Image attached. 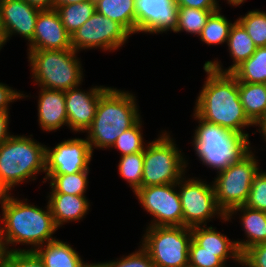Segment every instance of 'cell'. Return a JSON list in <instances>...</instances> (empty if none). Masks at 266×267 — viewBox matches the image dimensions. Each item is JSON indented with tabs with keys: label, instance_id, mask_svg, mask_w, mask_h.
Returning <instances> with one entry per match:
<instances>
[{
	"label": "cell",
	"instance_id": "cell-1",
	"mask_svg": "<svg viewBox=\"0 0 266 267\" xmlns=\"http://www.w3.org/2000/svg\"><path fill=\"white\" fill-rule=\"evenodd\" d=\"M13 195L10 193L0 207L2 239L6 251H35L39 246L57 239L53 235L58 228L48 203L45 208H40L34 203H28L27 198L21 200ZM17 245L26 247L17 248Z\"/></svg>",
	"mask_w": 266,
	"mask_h": 267
},
{
	"label": "cell",
	"instance_id": "cell-2",
	"mask_svg": "<svg viewBox=\"0 0 266 267\" xmlns=\"http://www.w3.org/2000/svg\"><path fill=\"white\" fill-rule=\"evenodd\" d=\"M204 83L196 97L193 111L203 120L250 137L246 128L256 127L246 116L239 97L238 80L204 66Z\"/></svg>",
	"mask_w": 266,
	"mask_h": 267
},
{
	"label": "cell",
	"instance_id": "cell-3",
	"mask_svg": "<svg viewBox=\"0 0 266 267\" xmlns=\"http://www.w3.org/2000/svg\"><path fill=\"white\" fill-rule=\"evenodd\" d=\"M136 97L131 91L114 87L100 97L92 125L85 132L92 153L95 149L109 150L124 130L142 118Z\"/></svg>",
	"mask_w": 266,
	"mask_h": 267
},
{
	"label": "cell",
	"instance_id": "cell-4",
	"mask_svg": "<svg viewBox=\"0 0 266 267\" xmlns=\"http://www.w3.org/2000/svg\"><path fill=\"white\" fill-rule=\"evenodd\" d=\"M191 117L198 123L190 142L195 155L203 166L206 165L216 173L237 163L255 148L245 134L207 122L194 111Z\"/></svg>",
	"mask_w": 266,
	"mask_h": 267
},
{
	"label": "cell",
	"instance_id": "cell-5",
	"mask_svg": "<svg viewBox=\"0 0 266 267\" xmlns=\"http://www.w3.org/2000/svg\"><path fill=\"white\" fill-rule=\"evenodd\" d=\"M45 157L46 145L32 134L13 133L0 145V183L12 193L15 187L34 182L39 174L46 173Z\"/></svg>",
	"mask_w": 266,
	"mask_h": 267
},
{
	"label": "cell",
	"instance_id": "cell-6",
	"mask_svg": "<svg viewBox=\"0 0 266 267\" xmlns=\"http://www.w3.org/2000/svg\"><path fill=\"white\" fill-rule=\"evenodd\" d=\"M79 52L66 50H27L31 79L37 87L66 91L82 85L84 71Z\"/></svg>",
	"mask_w": 266,
	"mask_h": 267
},
{
	"label": "cell",
	"instance_id": "cell-7",
	"mask_svg": "<svg viewBox=\"0 0 266 267\" xmlns=\"http://www.w3.org/2000/svg\"><path fill=\"white\" fill-rule=\"evenodd\" d=\"M171 136L169 131L161 130L157 138L146 145L142 187L177 183L190 168L189 160Z\"/></svg>",
	"mask_w": 266,
	"mask_h": 267
},
{
	"label": "cell",
	"instance_id": "cell-8",
	"mask_svg": "<svg viewBox=\"0 0 266 267\" xmlns=\"http://www.w3.org/2000/svg\"><path fill=\"white\" fill-rule=\"evenodd\" d=\"M143 231L139 244L148 252L155 267H188L191 228L151 226Z\"/></svg>",
	"mask_w": 266,
	"mask_h": 267
},
{
	"label": "cell",
	"instance_id": "cell-9",
	"mask_svg": "<svg viewBox=\"0 0 266 267\" xmlns=\"http://www.w3.org/2000/svg\"><path fill=\"white\" fill-rule=\"evenodd\" d=\"M255 150H251L237 163L216 173L212 180L216 202L225 215L233 208L244 205L250 193L251 185L260 172V160Z\"/></svg>",
	"mask_w": 266,
	"mask_h": 267
},
{
	"label": "cell",
	"instance_id": "cell-10",
	"mask_svg": "<svg viewBox=\"0 0 266 267\" xmlns=\"http://www.w3.org/2000/svg\"><path fill=\"white\" fill-rule=\"evenodd\" d=\"M188 177L190 175H184L177 182L183 211V226H204L215 217L223 220L226 215L217 205L213 183H208L202 177Z\"/></svg>",
	"mask_w": 266,
	"mask_h": 267
},
{
	"label": "cell",
	"instance_id": "cell-11",
	"mask_svg": "<svg viewBox=\"0 0 266 267\" xmlns=\"http://www.w3.org/2000/svg\"><path fill=\"white\" fill-rule=\"evenodd\" d=\"M132 35L118 22L95 11L71 36L76 51L99 49L106 53L120 50ZM95 48V49H94Z\"/></svg>",
	"mask_w": 266,
	"mask_h": 267
},
{
	"label": "cell",
	"instance_id": "cell-12",
	"mask_svg": "<svg viewBox=\"0 0 266 267\" xmlns=\"http://www.w3.org/2000/svg\"><path fill=\"white\" fill-rule=\"evenodd\" d=\"M134 194L143 210L152 216L146 227L183 226V211L177 183L140 187Z\"/></svg>",
	"mask_w": 266,
	"mask_h": 267
},
{
	"label": "cell",
	"instance_id": "cell-13",
	"mask_svg": "<svg viewBox=\"0 0 266 267\" xmlns=\"http://www.w3.org/2000/svg\"><path fill=\"white\" fill-rule=\"evenodd\" d=\"M93 153L87 138H68L53 148L46 145L45 175L74 174L90 170Z\"/></svg>",
	"mask_w": 266,
	"mask_h": 267
},
{
	"label": "cell",
	"instance_id": "cell-14",
	"mask_svg": "<svg viewBox=\"0 0 266 267\" xmlns=\"http://www.w3.org/2000/svg\"><path fill=\"white\" fill-rule=\"evenodd\" d=\"M136 33H173L177 28L178 6L174 0H135Z\"/></svg>",
	"mask_w": 266,
	"mask_h": 267
},
{
	"label": "cell",
	"instance_id": "cell-15",
	"mask_svg": "<svg viewBox=\"0 0 266 267\" xmlns=\"http://www.w3.org/2000/svg\"><path fill=\"white\" fill-rule=\"evenodd\" d=\"M81 85L65 92L68 128L73 133H85L92 125L100 97L110 88L94 85L87 90Z\"/></svg>",
	"mask_w": 266,
	"mask_h": 267
},
{
	"label": "cell",
	"instance_id": "cell-16",
	"mask_svg": "<svg viewBox=\"0 0 266 267\" xmlns=\"http://www.w3.org/2000/svg\"><path fill=\"white\" fill-rule=\"evenodd\" d=\"M40 11L25 0H0V19L7 42L18 35L29 44Z\"/></svg>",
	"mask_w": 266,
	"mask_h": 267
},
{
	"label": "cell",
	"instance_id": "cell-17",
	"mask_svg": "<svg viewBox=\"0 0 266 267\" xmlns=\"http://www.w3.org/2000/svg\"><path fill=\"white\" fill-rule=\"evenodd\" d=\"M27 46V50H66L72 48L71 35L64 28L55 9L39 12L33 39Z\"/></svg>",
	"mask_w": 266,
	"mask_h": 267
},
{
	"label": "cell",
	"instance_id": "cell-18",
	"mask_svg": "<svg viewBox=\"0 0 266 267\" xmlns=\"http://www.w3.org/2000/svg\"><path fill=\"white\" fill-rule=\"evenodd\" d=\"M238 213V214H237ZM239 217V223L241 229L244 231L245 239L238 238L235 240L236 246L240 254L242 255L250 247L266 243V212L248 208L244 205L231 209L226 217L221 221L222 223L235 219L237 215ZM240 239V240H239Z\"/></svg>",
	"mask_w": 266,
	"mask_h": 267
},
{
	"label": "cell",
	"instance_id": "cell-19",
	"mask_svg": "<svg viewBox=\"0 0 266 267\" xmlns=\"http://www.w3.org/2000/svg\"><path fill=\"white\" fill-rule=\"evenodd\" d=\"M36 97L38 124L43 132H56L63 126L68 127L64 91L40 87Z\"/></svg>",
	"mask_w": 266,
	"mask_h": 267
},
{
	"label": "cell",
	"instance_id": "cell-20",
	"mask_svg": "<svg viewBox=\"0 0 266 267\" xmlns=\"http://www.w3.org/2000/svg\"><path fill=\"white\" fill-rule=\"evenodd\" d=\"M46 199L50 207L54 223L58 229L70 222L84 220L90 211V200L86 195H70L64 193H47Z\"/></svg>",
	"mask_w": 266,
	"mask_h": 267
},
{
	"label": "cell",
	"instance_id": "cell-21",
	"mask_svg": "<svg viewBox=\"0 0 266 267\" xmlns=\"http://www.w3.org/2000/svg\"><path fill=\"white\" fill-rule=\"evenodd\" d=\"M191 232L192 239L200 246V251L219 253V258L226 265L227 261L233 260L241 266V254L233 238L231 240L212 225L192 227Z\"/></svg>",
	"mask_w": 266,
	"mask_h": 267
},
{
	"label": "cell",
	"instance_id": "cell-22",
	"mask_svg": "<svg viewBox=\"0 0 266 267\" xmlns=\"http://www.w3.org/2000/svg\"><path fill=\"white\" fill-rule=\"evenodd\" d=\"M226 45L229 56L233 60L230 66L224 68L221 60H218V58L205 61L204 66H210L218 72L231 73L242 62L249 59L257 49V46L248 35L245 28L237 20L231 26Z\"/></svg>",
	"mask_w": 266,
	"mask_h": 267
},
{
	"label": "cell",
	"instance_id": "cell-23",
	"mask_svg": "<svg viewBox=\"0 0 266 267\" xmlns=\"http://www.w3.org/2000/svg\"><path fill=\"white\" fill-rule=\"evenodd\" d=\"M35 252L45 267H93L94 263L85 262L71 244L55 239L39 246Z\"/></svg>",
	"mask_w": 266,
	"mask_h": 267
},
{
	"label": "cell",
	"instance_id": "cell-24",
	"mask_svg": "<svg viewBox=\"0 0 266 267\" xmlns=\"http://www.w3.org/2000/svg\"><path fill=\"white\" fill-rule=\"evenodd\" d=\"M239 97L248 119L257 127L266 119V85L238 82Z\"/></svg>",
	"mask_w": 266,
	"mask_h": 267
},
{
	"label": "cell",
	"instance_id": "cell-25",
	"mask_svg": "<svg viewBox=\"0 0 266 267\" xmlns=\"http://www.w3.org/2000/svg\"><path fill=\"white\" fill-rule=\"evenodd\" d=\"M95 9L121 24L131 35L136 34L135 0H95Z\"/></svg>",
	"mask_w": 266,
	"mask_h": 267
},
{
	"label": "cell",
	"instance_id": "cell-26",
	"mask_svg": "<svg viewBox=\"0 0 266 267\" xmlns=\"http://www.w3.org/2000/svg\"><path fill=\"white\" fill-rule=\"evenodd\" d=\"M90 170L74 174L45 175L42 183L48 182L49 193H64L70 195H85L89 184Z\"/></svg>",
	"mask_w": 266,
	"mask_h": 267
},
{
	"label": "cell",
	"instance_id": "cell-27",
	"mask_svg": "<svg viewBox=\"0 0 266 267\" xmlns=\"http://www.w3.org/2000/svg\"><path fill=\"white\" fill-rule=\"evenodd\" d=\"M231 74L238 82L266 83V47H257L255 53L237 66Z\"/></svg>",
	"mask_w": 266,
	"mask_h": 267
},
{
	"label": "cell",
	"instance_id": "cell-28",
	"mask_svg": "<svg viewBox=\"0 0 266 267\" xmlns=\"http://www.w3.org/2000/svg\"><path fill=\"white\" fill-rule=\"evenodd\" d=\"M222 14L221 9H219L209 16L206 25L198 36L203 44L205 43L207 46L227 44L231 26L236 19L232 22Z\"/></svg>",
	"mask_w": 266,
	"mask_h": 267
},
{
	"label": "cell",
	"instance_id": "cell-29",
	"mask_svg": "<svg viewBox=\"0 0 266 267\" xmlns=\"http://www.w3.org/2000/svg\"><path fill=\"white\" fill-rule=\"evenodd\" d=\"M56 11L64 28L72 36L96 11L95 0L63 5L58 7Z\"/></svg>",
	"mask_w": 266,
	"mask_h": 267
},
{
	"label": "cell",
	"instance_id": "cell-30",
	"mask_svg": "<svg viewBox=\"0 0 266 267\" xmlns=\"http://www.w3.org/2000/svg\"><path fill=\"white\" fill-rule=\"evenodd\" d=\"M215 11L217 10L178 7L177 28L174 33L186 32L198 37L209 16Z\"/></svg>",
	"mask_w": 266,
	"mask_h": 267
},
{
	"label": "cell",
	"instance_id": "cell-31",
	"mask_svg": "<svg viewBox=\"0 0 266 267\" xmlns=\"http://www.w3.org/2000/svg\"><path fill=\"white\" fill-rule=\"evenodd\" d=\"M144 151L120 156L118 167L119 176L128 183L133 193L142 187V172Z\"/></svg>",
	"mask_w": 266,
	"mask_h": 267
},
{
	"label": "cell",
	"instance_id": "cell-32",
	"mask_svg": "<svg viewBox=\"0 0 266 267\" xmlns=\"http://www.w3.org/2000/svg\"><path fill=\"white\" fill-rule=\"evenodd\" d=\"M141 118L133 127L128 130H124V132L118 136L113 146L110 148L116 149L120 151V156L133 154L137 152L144 151L146 145L148 144L147 141L144 142V135H143V127Z\"/></svg>",
	"mask_w": 266,
	"mask_h": 267
},
{
	"label": "cell",
	"instance_id": "cell-33",
	"mask_svg": "<svg viewBox=\"0 0 266 267\" xmlns=\"http://www.w3.org/2000/svg\"><path fill=\"white\" fill-rule=\"evenodd\" d=\"M236 20L245 28L257 47H266V11L250 10Z\"/></svg>",
	"mask_w": 266,
	"mask_h": 267
},
{
	"label": "cell",
	"instance_id": "cell-34",
	"mask_svg": "<svg viewBox=\"0 0 266 267\" xmlns=\"http://www.w3.org/2000/svg\"><path fill=\"white\" fill-rule=\"evenodd\" d=\"M94 267H155L148 252L140 245L138 249L106 262H94Z\"/></svg>",
	"mask_w": 266,
	"mask_h": 267
},
{
	"label": "cell",
	"instance_id": "cell-35",
	"mask_svg": "<svg viewBox=\"0 0 266 267\" xmlns=\"http://www.w3.org/2000/svg\"><path fill=\"white\" fill-rule=\"evenodd\" d=\"M244 206L266 212V171L262 168L253 180Z\"/></svg>",
	"mask_w": 266,
	"mask_h": 267
},
{
	"label": "cell",
	"instance_id": "cell-36",
	"mask_svg": "<svg viewBox=\"0 0 266 267\" xmlns=\"http://www.w3.org/2000/svg\"><path fill=\"white\" fill-rule=\"evenodd\" d=\"M189 267H229L220 258L219 253L200 251V246L192 239L189 246Z\"/></svg>",
	"mask_w": 266,
	"mask_h": 267
},
{
	"label": "cell",
	"instance_id": "cell-37",
	"mask_svg": "<svg viewBox=\"0 0 266 267\" xmlns=\"http://www.w3.org/2000/svg\"><path fill=\"white\" fill-rule=\"evenodd\" d=\"M0 267H45L35 251L7 252Z\"/></svg>",
	"mask_w": 266,
	"mask_h": 267
},
{
	"label": "cell",
	"instance_id": "cell-38",
	"mask_svg": "<svg viewBox=\"0 0 266 267\" xmlns=\"http://www.w3.org/2000/svg\"><path fill=\"white\" fill-rule=\"evenodd\" d=\"M241 267H266V243L247 249L241 255Z\"/></svg>",
	"mask_w": 266,
	"mask_h": 267
},
{
	"label": "cell",
	"instance_id": "cell-39",
	"mask_svg": "<svg viewBox=\"0 0 266 267\" xmlns=\"http://www.w3.org/2000/svg\"><path fill=\"white\" fill-rule=\"evenodd\" d=\"M29 95L24 92L8 86L7 84L0 82V112L10 113V103L16 102L28 98Z\"/></svg>",
	"mask_w": 266,
	"mask_h": 267
},
{
	"label": "cell",
	"instance_id": "cell-40",
	"mask_svg": "<svg viewBox=\"0 0 266 267\" xmlns=\"http://www.w3.org/2000/svg\"><path fill=\"white\" fill-rule=\"evenodd\" d=\"M178 7H187L203 10H219L220 0H174Z\"/></svg>",
	"mask_w": 266,
	"mask_h": 267
},
{
	"label": "cell",
	"instance_id": "cell-41",
	"mask_svg": "<svg viewBox=\"0 0 266 267\" xmlns=\"http://www.w3.org/2000/svg\"><path fill=\"white\" fill-rule=\"evenodd\" d=\"M10 116L9 112H0V145L12 135L9 131Z\"/></svg>",
	"mask_w": 266,
	"mask_h": 267
},
{
	"label": "cell",
	"instance_id": "cell-42",
	"mask_svg": "<svg viewBox=\"0 0 266 267\" xmlns=\"http://www.w3.org/2000/svg\"><path fill=\"white\" fill-rule=\"evenodd\" d=\"M25 1L41 11L53 9V0H25Z\"/></svg>",
	"mask_w": 266,
	"mask_h": 267
},
{
	"label": "cell",
	"instance_id": "cell-43",
	"mask_svg": "<svg viewBox=\"0 0 266 267\" xmlns=\"http://www.w3.org/2000/svg\"><path fill=\"white\" fill-rule=\"evenodd\" d=\"M85 1H90V0H53V9H57L60 6L63 5H68L72 3H80V2H85Z\"/></svg>",
	"mask_w": 266,
	"mask_h": 267
},
{
	"label": "cell",
	"instance_id": "cell-44",
	"mask_svg": "<svg viewBox=\"0 0 266 267\" xmlns=\"http://www.w3.org/2000/svg\"><path fill=\"white\" fill-rule=\"evenodd\" d=\"M257 131L252 132V134H255L256 132L260 134V136L262 137L263 143L265 141L266 143V119L264 121H262L258 127H256Z\"/></svg>",
	"mask_w": 266,
	"mask_h": 267
},
{
	"label": "cell",
	"instance_id": "cell-45",
	"mask_svg": "<svg viewBox=\"0 0 266 267\" xmlns=\"http://www.w3.org/2000/svg\"><path fill=\"white\" fill-rule=\"evenodd\" d=\"M9 194V191L0 183V207L5 203Z\"/></svg>",
	"mask_w": 266,
	"mask_h": 267
},
{
	"label": "cell",
	"instance_id": "cell-46",
	"mask_svg": "<svg viewBox=\"0 0 266 267\" xmlns=\"http://www.w3.org/2000/svg\"><path fill=\"white\" fill-rule=\"evenodd\" d=\"M6 253H7V251H6V248H5L4 243H3L1 224H0V263L3 260V258L5 257Z\"/></svg>",
	"mask_w": 266,
	"mask_h": 267
},
{
	"label": "cell",
	"instance_id": "cell-47",
	"mask_svg": "<svg viewBox=\"0 0 266 267\" xmlns=\"http://www.w3.org/2000/svg\"><path fill=\"white\" fill-rule=\"evenodd\" d=\"M7 43L3 28H2V23L0 19V51L4 47V45Z\"/></svg>",
	"mask_w": 266,
	"mask_h": 267
},
{
	"label": "cell",
	"instance_id": "cell-48",
	"mask_svg": "<svg viewBox=\"0 0 266 267\" xmlns=\"http://www.w3.org/2000/svg\"><path fill=\"white\" fill-rule=\"evenodd\" d=\"M225 2H227V4L230 5L231 7L237 8L241 4H243V3L247 2V1L246 0H226Z\"/></svg>",
	"mask_w": 266,
	"mask_h": 267
}]
</instances>
